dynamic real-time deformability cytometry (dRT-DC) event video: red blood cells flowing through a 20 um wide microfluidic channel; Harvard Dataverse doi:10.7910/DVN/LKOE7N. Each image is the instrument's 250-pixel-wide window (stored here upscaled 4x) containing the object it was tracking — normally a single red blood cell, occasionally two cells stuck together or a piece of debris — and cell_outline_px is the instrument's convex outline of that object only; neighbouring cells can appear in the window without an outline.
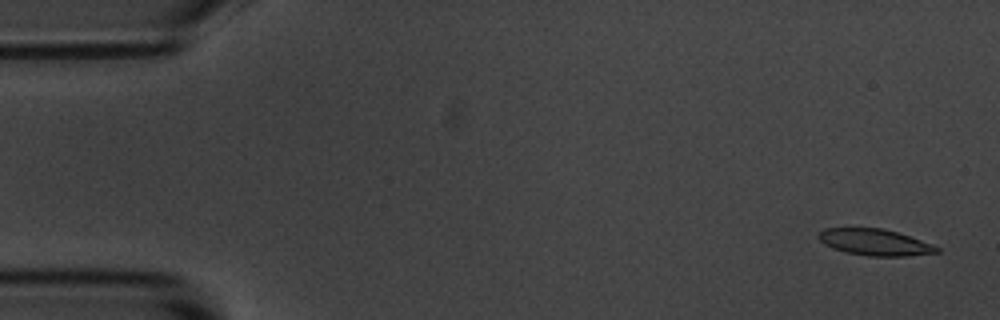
{"species": "common noctule bat (a hibernating species)", "species_latin": "Nyctalus noctula", "temperature_condition": "room temperature", "stored_images_in_passage": 6, "camera_frame_rate_fps": 3000, "um_per_image_px": 0.085, "animal": {"sex": "male", "body_mass_g": 20.1, "forearm_length_mm": 53.5}, "frame": {"image": 1, "passage_image": 1, "time_ms": 0.0, "image_size_px": [1000, 320], "cell_outline_px": [[940, 252], [904, 256], [868, 256], [848, 252], [832, 248], [824, 244], [816, 236], [824, 228], [884, 228], [932, 244], [940, 248]], "centroid_in_image_um": [74.34, 20.59], "position_along_channel_um": 10.7, "area_um2": 18.03}}
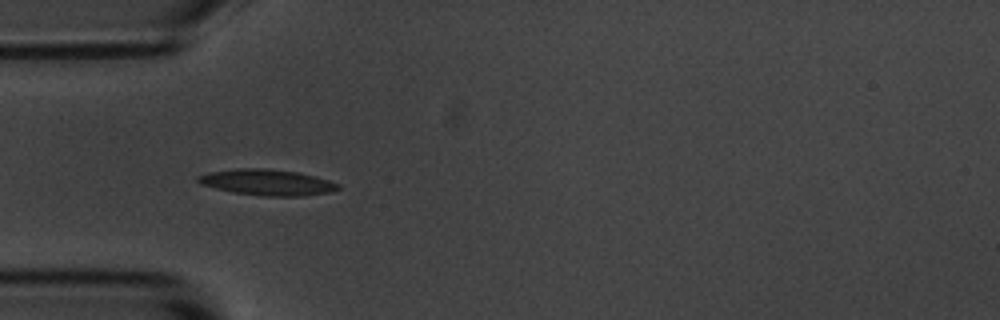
{"frame": {"image": 2, "passage_image": 5, "time_ms": 4.667, "image_size_px": [1000, 320], "cell_outline_px": [[340, 188], [332, 192], [300, 196], [264, 196], [232, 192], [200, 184], [196, 180], [196, 176], [208, 172], [236, 168], [268, 168], [296, 172], [328, 180], [340, 184]], "centroid_in_image_um": [22.67, 15.49], "position_along_channel_um": 62.3, "area_um2": 21.21}}